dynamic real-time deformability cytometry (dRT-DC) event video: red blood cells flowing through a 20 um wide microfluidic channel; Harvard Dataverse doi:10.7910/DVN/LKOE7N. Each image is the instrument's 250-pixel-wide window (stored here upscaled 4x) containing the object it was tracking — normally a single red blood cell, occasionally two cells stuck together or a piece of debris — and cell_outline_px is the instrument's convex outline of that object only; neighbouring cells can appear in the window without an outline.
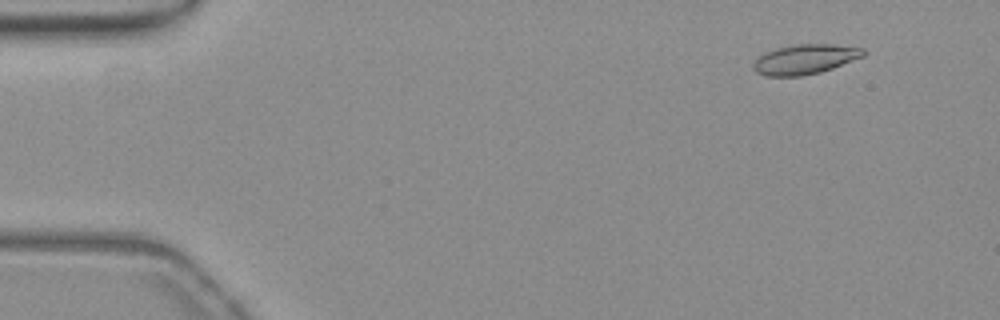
{"species": "common noctule bat (a hibernating species)", "species_latin": "Nyctalus noctula", "temperature_condition": "warm", "stored_images_in_passage": 54, "camera_frame_rate_fps": 3000, "um_per_image_px": 0.085, "animal": {"sex": "female", "body_mass_g": 19.3, "forearm_length_mm": 54.1}, "frame": {"image": 1, "passage_image": 5, "time_ms": 1.333, "image_size_px": [1000, 320], "cell_outline_px": [[868, 52], [864, 56], [832, 68], [820, 72], [800, 76], [764, 76], [756, 72], [752, 68], [752, 64], [764, 52], [776, 48], [792, 44], [832, 44], [864, 48]], "centroid_in_image_um": [68.42, 5.03], "position_along_channel_um": 16.6, "area_um2": 19.25}}
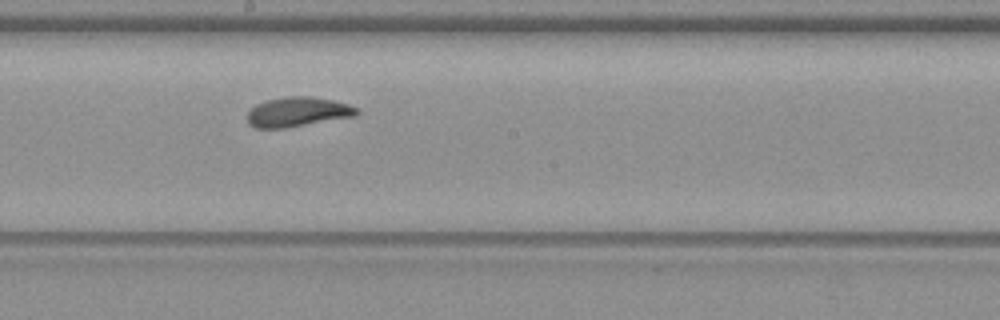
{"frame": {"image": 2, "passage_image": 30, "time_ms": 9.667, "image_size_px": [1000, 320], "cell_outline_px": [[360, 112], [356, 116], [284, 128], [256, 128], [248, 124], [248, 112], [256, 104], [268, 100], [284, 96], [312, 96], [332, 100], [348, 104], [356, 108]], "centroid_in_image_um": [25.3, 9.51], "position_along_channel_um": 222.9, "area_um2": 18.84}}
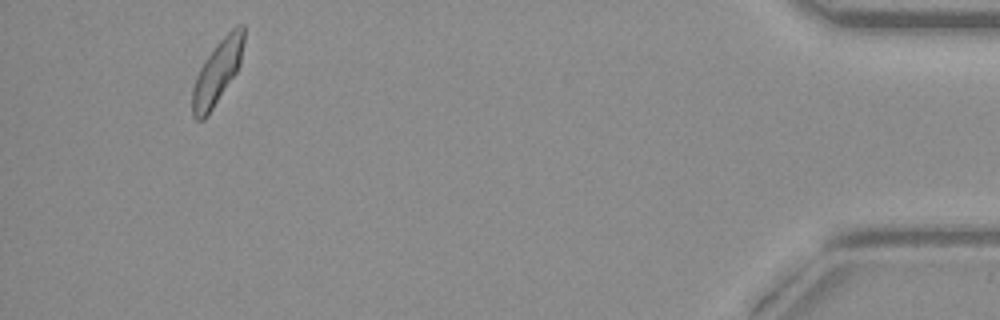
{"frame": {"image": 3, "passage_image": 51, "time_ms": 16.667, "image_size_px": [1000, 320], "cell_outline_px": [[244, 40], [240, 64], [236, 72], [208, 116], [204, 120], [196, 120], [192, 116], [192, 88], [196, 76], [204, 60], [216, 44], [236, 24], [244, 24]], "centroid_in_image_um": [18.46, 6.14], "position_along_channel_um": 416.7, "area_um2": 19.13}, "authors_computed_cell_mechanics": {"area_um2": 18.9006, "velocity_mm_per_s": 3.8203, "shape_relaxation_time_tau1_ms": 3.1772, "shape_relaxation_time_tau2_ms": 0.8025, "deformation_change_tau1": 0.1266, "deformation_change_tau2": 0.0667}}